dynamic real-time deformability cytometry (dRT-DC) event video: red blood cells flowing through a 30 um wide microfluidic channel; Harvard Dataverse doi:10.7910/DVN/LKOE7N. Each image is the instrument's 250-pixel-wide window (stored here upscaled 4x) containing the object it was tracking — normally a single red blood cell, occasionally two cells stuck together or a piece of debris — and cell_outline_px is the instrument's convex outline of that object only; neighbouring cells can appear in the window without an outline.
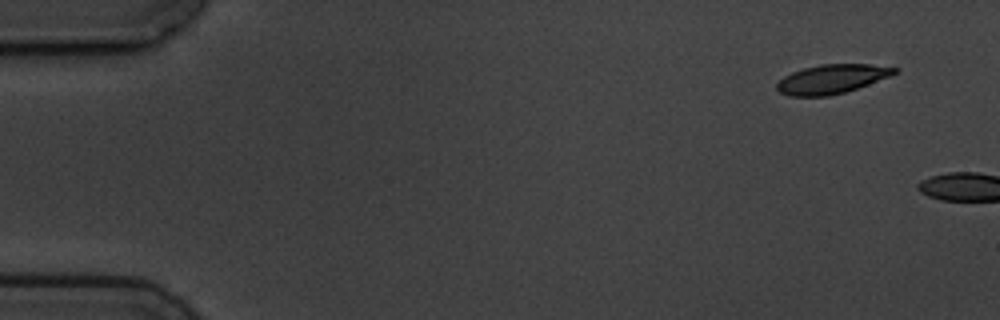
{"species": "common noctule bat (a hibernating species)", "species_latin": "Nyctalus noctula", "temperature_condition": "cold", "stored_images_in_passage": 2, "camera_frame_rate_fps": 3000, "um_per_image_px": 0.085, "animal": {"sex": "male", "body_mass_g": 19.5, "forearm_length_mm": 54.6}, "frame": {"image": 1, "passage_image": 1, "time_ms": 0.0, "image_size_px": [1000, 320], "cell_outline_px": [[900, 68], [892, 76], [844, 92], [828, 96], [788, 96], [780, 92], [776, 88], [776, 84], [784, 76], [792, 72], [804, 68], [820, 64], [868, 64]], "centroid_in_image_um": [70.7, 6.71], "position_along_channel_um": 14.3, "area_um2": 19.88}}